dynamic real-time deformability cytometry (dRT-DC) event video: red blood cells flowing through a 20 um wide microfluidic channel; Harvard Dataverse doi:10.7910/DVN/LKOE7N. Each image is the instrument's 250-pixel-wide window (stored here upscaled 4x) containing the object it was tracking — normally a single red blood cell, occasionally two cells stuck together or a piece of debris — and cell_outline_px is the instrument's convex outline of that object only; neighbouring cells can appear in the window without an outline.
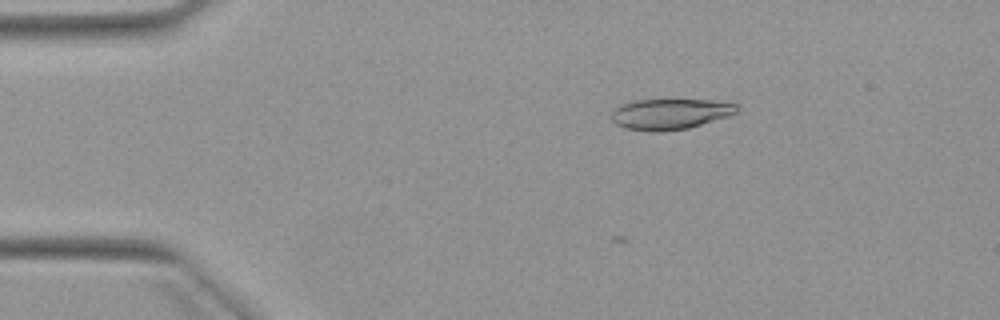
{"species": "Egyptian fruit bat (a non-hibernating species)", "species_latin": "Rousettus aegyptiacus", "temperature_condition": "warm", "stored_images_in_passage": 4, "camera_frame_rate_fps": 3000, "um_per_image_px": 0.085, "animal": {"sex": "female"}, "frame": {"image": 1, "passage_image": 3, "time_ms": 2.333, "image_size_px": [1000, 320], "cell_outline_px": [[740, 108], [736, 112], [728, 116], [688, 128], [652, 132], [624, 128], [616, 124], [608, 116], [616, 108], [624, 104], [636, 100], [712, 100], [736, 104]], "centroid_in_image_um": [56.93, 9.69], "position_along_channel_um": 28.1, "area_um2": 22.25}}